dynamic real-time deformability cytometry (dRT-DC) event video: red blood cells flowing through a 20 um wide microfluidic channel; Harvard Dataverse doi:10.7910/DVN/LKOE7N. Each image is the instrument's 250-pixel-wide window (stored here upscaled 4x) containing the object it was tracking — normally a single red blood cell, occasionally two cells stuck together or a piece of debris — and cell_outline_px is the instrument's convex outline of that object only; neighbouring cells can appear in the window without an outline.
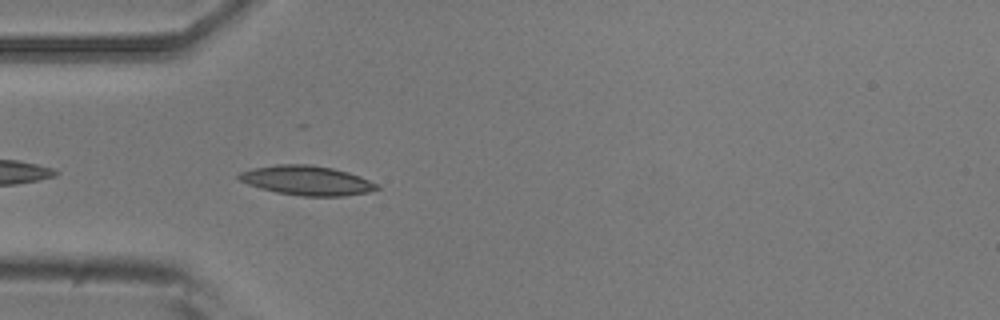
{"species": "common noctule bat (a hibernating species)", "species_latin": "Nyctalus noctula", "temperature_condition": "room temperature", "stored_images_in_passage": 6, "camera_frame_rate_fps": 3000, "um_per_image_px": 0.085, "animal": {"sex": "male", "body_mass_g": 20.5, "forearm_length_mm": 52.5}, "frame": {"image": 1, "passage_image": 2, "time_ms": 0.333, "image_size_px": [1000, 320], "cell_outline_px": [[380, 188], [368, 192], [344, 196], [300, 196], [276, 192], [260, 188], [248, 184], [240, 180], [236, 176], [240, 172], [252, 168], [276, 164], [308, 164], [332, 168], [348, 172], [360, 176], [380, 184]], "centroid_in_image_um": [26.09, 15.34], "position_along_channel_um": 58.9, "area_um2": 23.81}}